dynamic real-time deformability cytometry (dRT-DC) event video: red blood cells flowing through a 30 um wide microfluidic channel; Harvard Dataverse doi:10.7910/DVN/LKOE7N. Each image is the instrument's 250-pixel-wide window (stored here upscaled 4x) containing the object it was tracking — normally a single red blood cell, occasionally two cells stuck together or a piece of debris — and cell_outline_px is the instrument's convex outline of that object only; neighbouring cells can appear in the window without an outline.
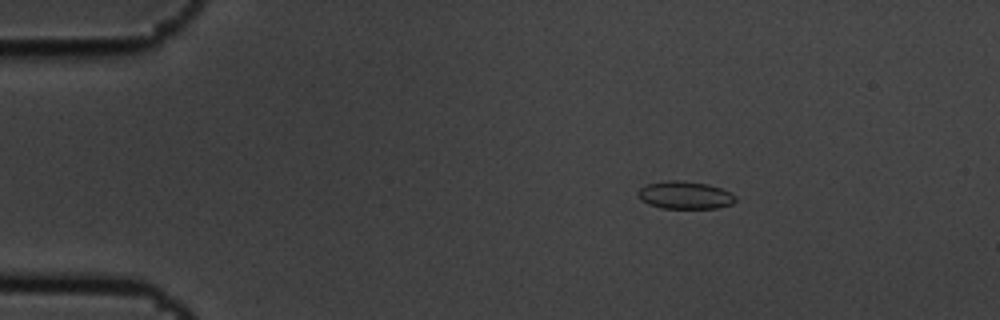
{"species": "common noctule bat (a hibernating species)", "species_latin": "Nyctalus noctula", "temperature_condition": "cold", "stored_images_in_passage": 5, "camera_frame_rate_fps": 3000, "um_per_image_px": 0.085, "animal": {"sex": "male", "body_mass_g": 19.5, "forearm_length_mm": 54.6}, "frame": {"image": 1, "passage_image": 3, "time_ms": 0.667, "image_size_px": [1000, 320], "cell_outline_px": [[736, 200], [732, 204], [716, 208], [660, 208], [648, 204], [640, 200], [636, 192], [640, 188], [648, 184], [668, 180], [684, 180], [708, 184], [732, 192], [736, 196]], "centroid_in_image_um": [58.22, 16.58], "position_along_channel_um": 26.8, "area_um2": 15.9}}